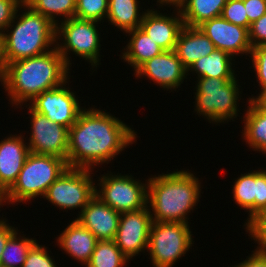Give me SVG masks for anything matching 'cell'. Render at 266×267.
<instances>
[{"label": "cell", "mask_w": 266, "mask_h": 267, "mask_svg": "<svg viewBox=\"0 0 266 267\" xmlns=\"http://www.w3.org/2000/svg\"><path fill=\"white\" fill-rule=\"evenodd\" d=\"M67 167L62 158L30 152L16 182L7 191V205L31 202L37 197L43 198L48 187Z\"/></svg>", "instance_id": "6"}, {"label": "cell", "mask_w": 266, "mask_h": 267, "mask_svg": "<svg viewBox=\"0 0 266 267\" xmlns=\"http://www.w3.org/2000/svg\"><path fill=\"white\" fill-rule=\"evenodd\" d=\"M98 24L100 23L95 20L72 17L56 25L55 47L69 67L72 66L71 56L68 55L71 52L80 59L87 60L91 64L92 70L101 65V40L97 29Z\"/></svg>", "instance_id": "7"}, {"label": "cell", "mask_w": 266, "mask_h": 267, "mask_svg": "<svg viewBox=\"0 0 266 267\" xmlns=\"http://www.w3.org/2000/svg\"><path fill=\"white\" fill-rule=\"evenodd\" d=\"M68 82L70 80L57 88L42 92L27 104L33 111L44 115L51 122L69 129L75 124L84 108L79 104L75 91L66 86Z\"/></svg>", "instance_id": "11"}, {"label": "cell", "mask_w": 266, "mask_h": 267, "mask_svg": "<svg viewBox=\"0 0 266 267\" xmlns=\"http://www.w3.org/2000/svg\"><path fill=\"white\" fill-rule=\"evenodd\" d=\"M19 10L24 12L18 15ZM3 35L8 63L44 54L56 46V25L25 3L19 6Z\"/></svg>", "instance_id": "4"}, {"label": "cell", "mask_w": 266, "mask_h": 267, "mask_svg": "<svg viewBox=\"0 0 266 267\" xmlns=\"http://www.w3.org/2000/svg\"><path fill=\"white\" fill-rule=\"evenodd\" d=\"M235 79L197 78L195 84V112L209 123H228L238 116L241 87ZM240 98V99H239ZM227 121V122H226Z\"/></svg>", "instance_id": "5"}, {"label": "cell", "mask_w": 266, "mask_h": 267, "mask_svg": "<svg viewBox=\"0 0 266 267\" xmlns=\"http://www.w3.org/2000/svg\"><path fill=\"white\" fill-rule=\"evenodd\" d=\"M152 222L148 205L137 211L120 214L114 242L129 260L140 255V252H147Z\"/></svg>", "instance_id": "13"}, {"label": "cell", "mask_w": 266, "mask_h": 267, "mask_svg": "<svg viewBox=\"0 0 266 267\" xmlns=\"http://www.w3.org/2000/svg\"><path fill=\"white\" fill-rule=\"evenodd\" d=\"M139 0H108L107 21L123 33L139 28L144 11Z\"/></svg>", "instance_id": "25"}, {"label": "cell", "mask_w": 266, "mask_h": 267, "mask_svg": "<svg viewBox=\"0 0 266 267\" xmlns=\"http://www.w3.org/2000/svg\"><path fill=\"white\" fill-rule=\"evenodd\" d=\"M21 4L19 0H0V33H4Z\"/></svg>", "instance_id": "34"}, {"label": "cell", "mask_w": 266, "mask_h": 267, "mask_svg": "<svg viewBox=\"0 0 266 267\" xmlns=\"http://www.w3.org/2000/svg\"><path fill=\"white\" fill-rule=\"evenodd\" d=\"M92 172V173H91ZM92 169L67 167L48 187L43 199L59 209L77 210L79 214L95 196L96 184Z\"/></svg>", "instance_id": "10"}, {"label": "cell", "mask_w": 266, "mask_h": 267, "mask_svg": "<svg viewBox=\"0 0 266 267\" xmlns=\"http://www.w3.org/2000/svg\"><path fill=\"white\" fill-rule=\"evenodd\" d=\"M190 224L153 221L147 252L153 267H173L194 246Z\"/></svg>", "instance_id": "8"}, {"label": "cell", "mask_w": 266, "mask_h": 267, "mask_svg": "<svg viewBox=\"0 0 266 267\" xmlns=\"http://www.w3.org/2000/svg\"><path fill=\"white\" fill-rule=\"evenodd\" d=\"M176 170L148 177L147 205L153 221L189 224L187 215L199 202V178L189 169Z\"/></svg>", "instance_id": "3"}, {"label": "cell", "mask_w": 266, "mask_h": 267, "mask_svg": "<svg viewBox=\"0 0 266 267\" xmlns=\"http://www.w3.org/2000/svg\"><path fill=\"white\" fill-rule=\"evenodd\" d=\"M6 205L8 203V200H7V192L0 187V208L1 206L3 207L4 204Z\"/></svg>", "instance_id": "43"}, {"label": "cell", "mask_w": 266, "mask_h": 267, "mask_svg": "<svg viewBox=\"0 0 266 267\" xmlns=\"http://www.w3.org/2000/svg\"><path fill=\"white\" fill-rule=\"evenodd\" d=\"M227 0H184L178 9L183 23L188 27H198L203 22L220 17Z\"/></svg>", "instance_id": "26"}, {"label": "cell", "mask_w": 266, "mask_h": 267, "mask_svg": "<svg viewBox=\"0 0 266 267\" xmlns=\"http://www.w3.org/2000/svg\"><path fill=\"white\" fill-rule=\"evenodd\" d=\"M57 236L56 243L60 249L68 256L79 260L82 266L86 267L89 264L98 239L88 229L73 219Z\"/></svg>", "instance_id": "20"}, {"label": "cell", "mask_w": 266, "mask_h": 267, "mask_svg": "<svg viewBox=\"0 0 266 267\" xmlns=\"http://www.w3.org/2000/svg\"><path fill=\"white\" fill-rule=\"evenodd\" d=\"M215 49L213 42L198 27L184 25L177 37L174 51L188 70L195 61L208 56Z\"/></svg>", "instance_id": "21"}, {"label": "cell", "mask_w": 266, "mask_h": 267, "mask_svg": "<svg viewBox=\"0 0 266 267\" xmlns=\"http://www.w3.org/2000/svg\"><path fill=\"white\" fill-rule=\"evenodd\" d=\"M18 230L13 225L11 226L3 216L0 219V261L1 255L5 248L8 239Z\"/></svg>", "instance_id": "39"}, {"label": "cell", "mask_w": 266, "mask_h": 267, "mask_svg": "<svg viewBox=\"0 0 266 267\" xmlns=\"http://www.w3.org/2000/svg\"><path fill=\"white\" fill-rule=\"evenodd\" d=\"M119 217L120 213L95 195L75 219L98 240H114Z\"/></svg>", "instance_id": "18"}, {"label": "cell", "mask_w": 266, "mask_h": 267, "mask_svg": "<svg viewBox=\"0 0 266 267\" xmlns=\"http://www.w3.org/2000/svg\"><path fill=\"white\" fill-rule=\"evenodd\" d=\"M249 99L255 100L260 106L266 108V88L259 95H252Z\"/></svg>", "instance_id": "41"}, {"label": "cell", "mask_w": 266, "mask_h": 267, "mask_svg": "<svg viewBox=\"0 0 266 267\" xmlns=\"http://www.w3.org/2000/svg\"><path fill=\"white\" fill-rule=\"evenodd\" d=\"M249 41L253 47L266 45V14L250 25Z\"/></svg>", "instance_id": "35"}, {"label": "cell", "mask_w": 266, "mask_h": 267, "mask_svg": "<svg viewBox=\"0 0 266 267\" xmlns=\"http://www.w3.org/2000/svg\"><path fill=\"white\" fill-rule=\"evenodd\" d=\"M129 261L114 240H98L86 267H124Z\"/></svg>", "instance_id": "29"}, {"label": "cell", "mask_w": 266, "mask_h": 267, "mask_svg": "<svg viewBox=\"0 0 266 267\" xmlns=\"http://www.w3.org/2000/svg\"><path fill=\"white\" fill-rule=\"evenodd\" d=\"M232 194L235 203L249 214L244 223L247 230L266 213V170L241 173L232 185Z\"/></svg>", "instance_id": "14"}, {"label": "cell", "mask_w": 266, "mask_h": 267, "mask_svg": "<svg viewBox=\"0 0 266 267\" xmlns=\"http://www.w3.org/2000/svg\"><path fill=\"white\" fill-rule=\"evenodd\" d=\"M69 73L70 67L55 47L44 54L8 63L2 86L12 106L21 108L42 92L63 85L70 79Z\"/></svg>", "instance_id": "2"}, {"label": "cell", "mask_w": 266, "mask_h": 267, "mask_svg": "<svg viewBox=\"0 0 266 267\" xmlns=\"http://www.w3.org/2000/svg\"><path fill=\"white\" fill-rule=\"evenodd\" d=\"M25 4L48 18L54 25L74 17L76 11V0H27ZM57 16L62 18L58 21Z\"/></svg>", "instance_id": "27"}, {"label": "cell", "mask_w": 266, "mask_h": 267, "mask_svg": "<svg viewBox=\"0 0 266 267\" xmlns=\"http://www.w3.org/2000/svg\"><path fill=\"white\" fill-rule=\"evenodd\" d=\"M108 0H76L75 16L79 19L104 22L107 20Z\"/></svg>", "instance_id": "30"}, {"label": "cell", "mask_w": 266, "mask_h": 267, "mask_svg": "<svg viewBox=\"0 0 266 267\" xmlns=\"http://www.w3.org/2000/svg\"><path fill=\"white\" fill-rule=\"evenodd\" d=\"M21 3H26L27 0H19Z\"/></svg>", "instance_id": "44"}, {"label": "cell", "mask_w": 266, "mask_h": 267, "mask_svg": "<svg viewBox=\"0 0 266 267\" xmlns=\"http://www.w3.org/2000/svg\"><path fill=\"white\" fill-rule=\"evenodd\" d=\"M250 24L266 14V0H243Z\"/></svg>", "instance_id": "37"}, {"label": "cell", "mask_w": 266, "mask_h": 267, "mask_svg": "<svg viewBox=\"0 0 266 267\" xmlns=\"http://www.w3.org/2000/svg\"><path fill=\"white\" fill-rule=\"evenodd\" d=\"M187 69L174 50H164L143 63L135 72V77H147L160 88L176 91L188 76Z\"/></svg>", "instance_id": "15"}, {"label": "cell", "mask_w": 266, "mask_h": 267, "mask_svg": "<svg viewBox=\"0 0 266 267\" xmlns=\"http://www.w3.org/2000/svg\"><path fill=\"white\" fill-rule=\"evenodd\" d=\"M8 135L0 141V187L6 192L16 182L30 154L24 135Z\"/></svg>", "instance_id": "19"}, {"label": "cell", "mask_w": 266, "mask_h": 267, "mask_svg": "<svg viewBox=\"0 0 266 267\" xmlns=\"http://www.w3.org/2000/svg\"><path fill=\"white\" fill-rule=\"evenodd\" d=\"M198 28L213 42L216 49L225 51L232 57H238L239 54L250 56L252 46L247 28L230 23L222 16L205 21Z\"/></svg>", "instance_id": "16"}, {"label": "cell", "mask_w": 266, "mask_h": 267, "mask_svg": "<svg viewBox=\"0 0 266 267\" xmlns=\"http://www.w3.org/2000/svg\"><path fill=\"white\" fill-rule=\"evenodd\" d=\"M30 115V137L27 143L30 152L35 154L53 155L67 162L69 129L51 122L47 117L33 111L28 105Z\"/></svg>", "instance_id": "12"}, {"label": "cell", "mask_w": 266, "mask_h": 267, "mask_svg": "<svg viewBox=\"0 0 266 267\" xmlns=\"http://www.w3.org/2000/svg\"><path fill=\"white\" fill-rule=\"evenodd\" d=\"M144 11L140 28L163 50H174L179 32L184 26L178 7H174L173 11L177 12L174 13L175 16L165 15L154 8H144Z\"/></svg>", "instance_id": "17"}, {"label": "cell", "mask_w": 266, "mask_h": 267, "mask_svg": "<svg viewBox=\"0 0 266 267\" xmlns=\"http://www.w3.org/2000/svg\"><path fill=\"white\" fill-rule=\"evenodd\" d=\"M137 131L111 113L95 107L79 113L69 128L67 166L92 169L114 160L127 146L136 143Z\"/></svg>", "instance_id": "1"}, {"label": "cell", "mask_w": 266, "mask_h": 267, "mask_svg": "<svg viewBox=\"0 0 266 267\" xmlns=\"http://www.w3.org/2000/svg\"><path fill=\"white\" fill-rule=\"evenodd\" d=\"M184 0H157L159 7H164L168 5L167 7H178ZM164 5V6H163Z\"/></svg>", "instance_id": "42"}, {"label": "cell", "mask_w": 266, "mask_h": 267, "mask_svg": "<svg viewBox=\"0 0 266 267\" xmlns=\"http://www.w3.org/2000/svg\"><path fill=\"white\" fill-rule=\"evenodd\" d=\"M249 57H251V67L256 72V82L260 86L259 95L266 88V45L253 47Z\"/></svg>", "instance_id": "33"}, {"label": "cell", "mask_w": 266, "mask_h": 267, "mask_svg": "<svg viewBox=\"0 0 266 267\" xmlns=\"http://www.w3.org/2000/svg\"><path fill=\"white\" fill-rule=\"evenodd\" d=\"M235 59L227 52L215 49L208 56H203L195 61L187 72L197 74V78L235 79ZM233 63V64H232ZM234 65V66H233Z\"/></svg>", "instance_id": "23"}, {"label": "cell", "mask_w": 266, "mask_h": 267, "mask_svg": "<svg viewBox=\"0 0 266 267\" xmlns=\"http://www.w3.org/2000/svg\"><path fill=\"white\" fill-rule=\"evenodd\" d=\"M247 103L242 122V139L250 149L266 155V108L255 100L248 99Z\"/></svg>", "instance_id": "22"}, {"label": "cell", "mask_w": 266, "mask_h": 267, "mask_svg": "<svg viewBox=\"0 0 266 267\" xmlns=\"http://www.w3.org/2000/svg\"><path fill=\"white\" fill-rule=\"evenodd\" d=\"M248 236L257 243V248L266 251V217H260L247 230Z\"/></svg>", "instance_id": "36"}, {"label": "cell", "mask_w": 266, "mask_h": 267, "mask_svg": "<svg viewBox=\"0 0 266 267\" xmlns=\"http://www.w3.org/2000/svg\"><path fill=\"white\" fill-rule=\"evenodd\" d=\"M102 174L95 195L118 213L137 211L147 206L148 179L142 183L132 175ZM98 187V188H97Z\"/></svg>", "instance_id": "9"}, {"label": "cell", "mask_w": 266, "mask_h": 267, "mask_svg": "<svg viewBox=\"0 0 266 267\" xmlns=\"http://www.w3.org/2000/svg\"><path fill=\"white\" fill-rule=\"evenodd\" d=\"M47 248L36 242L28 251L22 267H58Z\"/></svg>", "instance_id": "32"}, {"label": "cell", "mask_w": 266, "mask_h": 267, "mask_svg": "<svg viewBox=\"0 0 266 267\" xmlns=\"http://www.w3.org/2000/svg\"><path fill=\"white\" fill-rule=\"evenodd\" d=\"M226 21L242 26L249 30L250 23L246 14L243 0H227L222 15Z\"/></svg>", "instance_id": "31"}, {"label": "cell", "mask_w": 266, "mask_h": 267, "mask_svg": "<svg viewBox=\"0 0 266 267\" xmlns=\"http://www.w3.org/2000/svg\"><path fill=\"white\" fill-rule=\"evenodd\" d=\"M17 230L6 242L1 255L0 265L6 267H22L31 247L37 242L36 238H28Z\"/></svg>", "instance_id": "28"}, {"label": "cell", "mask_w": 266, "mask_h": 267, "mask_svg": "<svg viewBox=\"0 0 266 267\" xmlns=\"http://www.w3.org/2000/svg\"><path fill=\"white\" fill-rule=\"evenodd\" d=\"M130 40L121 53V59L132 66L134 72L146 61L164 50L154 42L140 27L126 32ZM126 50V51H125Z\"/></svg>", "instance_id": "24"}, {"label": "cell", "mask_w": 266, "mask_h": 267, "mask_svg": "<svg viewBox=\"0 0 266 267\" xmlns=\"http://www.w3.org/2000/svg\"><path fill=\"white\" fill-rule=\"evenodd\" d=\"M251 252V255L233 267H266V251L256 248Z\"/></svg>", "instance_id": "38"}, {"label": "cell", "mask_w": 266, "mask_h": 267, "mask_svg": "<svg viewBox=\"0 0 266 267\" xmlns=\"http://www.w3.org/2000/svg\"><path fill=\"white\" fill-rule=\"evenodd\" d=\"M7 59L5 55V40L3 33H0V82L3 85L5 73L7 69Z\"/></svg>", "instance_id": "40"}]
</instances>
